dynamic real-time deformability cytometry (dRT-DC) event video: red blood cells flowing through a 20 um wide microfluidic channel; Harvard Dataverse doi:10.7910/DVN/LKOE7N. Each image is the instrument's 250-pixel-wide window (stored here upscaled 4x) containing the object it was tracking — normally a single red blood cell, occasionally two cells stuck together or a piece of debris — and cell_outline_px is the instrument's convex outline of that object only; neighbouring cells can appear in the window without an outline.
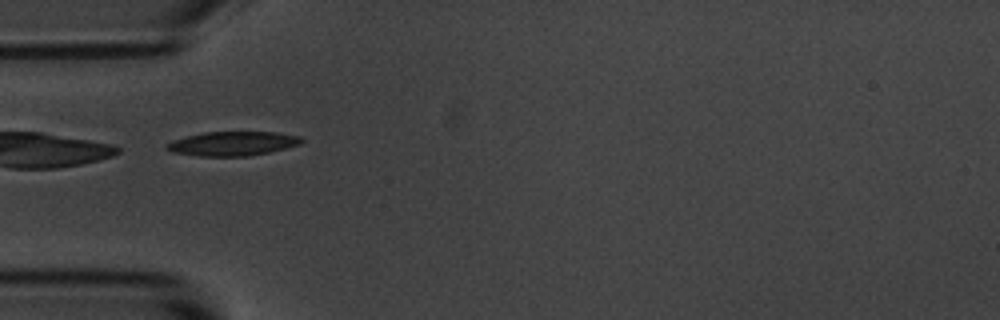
{"species": "common noctule bat (a hibernating species)", "species_latin": "Nyctalus noctula", "temperature_condition": "room temperature", "stored_images_in_passage": 7, "camera_frame_rate_fps": 3000, "um_per_image_px": 0.085, "animal": {"sex": "male", "body_mass_g": 20.1, "forearm_length_mm": 53.5}, "frame": {"image": 1, "passage_image": 5, "time_ms": 4.667, "image_size_px": [1000, 320], "cell_outline_px": [[304, 140], [300, 144], [268, 152], [248, 156], [200, 156], [172, 152], [164, 148], [172, 140], [204, 132], [276, 132], [300, 136]], "centroid_in_image_um": [19.77, 12.2], "position_along_channel_um": 65.2, "area_um2": 18.84}}
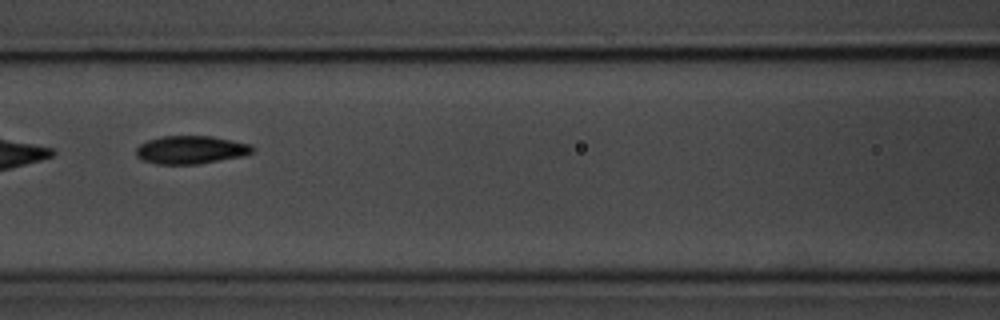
{"frame": {"image": 2, "passage_image": 7, "time_ms": 7.0, "image_size_px": [1000, 320], "cell_outline_px": [[256, 148], [252, 152], [244, 156], [196, 164], [156, 164], [144, 160], [136, 156], [136, 148], [140, 144], [148, 140], [160, 136], [212, 136], [252, 144]], "centroid_in_image_um": [16.24, 12.73], "position_along_channel_um": 150.4, "area_um2": 19.13}}